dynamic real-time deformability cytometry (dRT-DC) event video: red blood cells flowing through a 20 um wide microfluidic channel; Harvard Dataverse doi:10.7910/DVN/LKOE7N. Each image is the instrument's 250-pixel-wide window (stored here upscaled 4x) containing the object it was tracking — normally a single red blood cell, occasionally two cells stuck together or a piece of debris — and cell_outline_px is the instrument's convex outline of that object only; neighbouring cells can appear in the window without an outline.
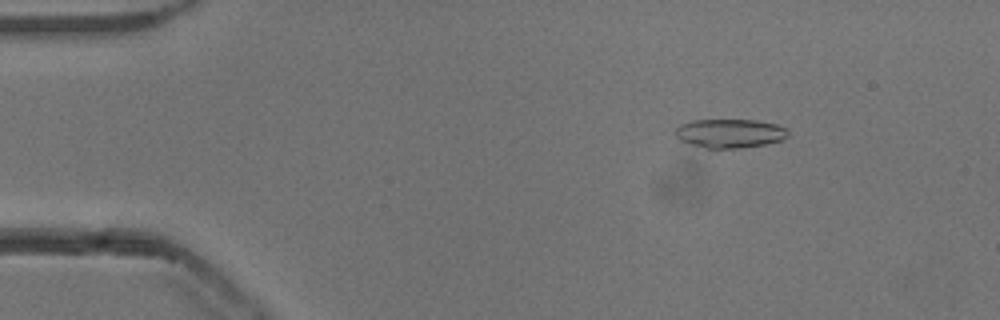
{"species": "common noctule bat (a hibernating species)", "species_latin": "Nyctalus noctula", "temperature_condition": "cold", "stored_images_in_passage": 54, "camera_frame_rate_fps": 3000, "um_per_image_px": 0.085, "animal": {"sex": "male", "body_mass_g": 13.3}, "frame": {"image": 1, "passage_image": 8, "time_ms": 2.333, "image_size_px": [1000, 320], "cell_outline_px": [[788, 136], [784, 140], [764, 144], [740, 148], [712, 152], [680, 140], [676, 136], [676, 128], [680, 124], [692, 120], [756, 120], [776, 124], [784, 128], [788, 132]], "centroid_in_image_um": [62.0, 11.38], "position_along_channel_um": 23.0, "area_um2": 19.54}}
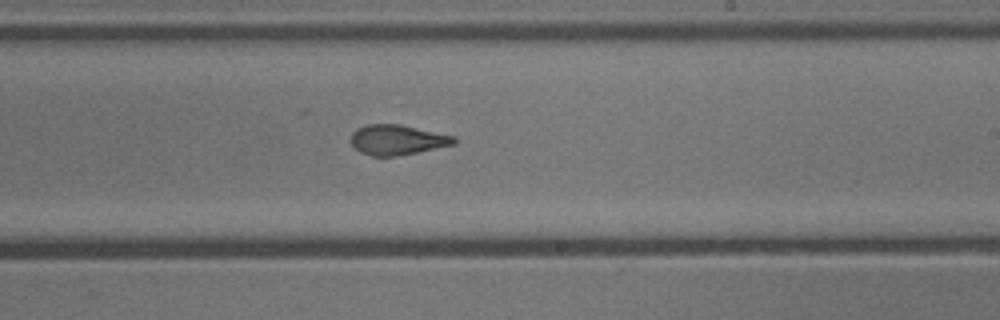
{"frame": {"image": 2, "passage_image": 32, "time_ms": 10.333, "image_size_px": [1000, 320], "cell_outline_px": [[456, 144], [396, 156], [372, 156], [360, 152], [348, 140], [352, 132], [356, 128], [368, 124], [400, 124], [456, 136]], "centroid_in_image_um": [33.74, 11.87], "position_along_channel_um": 255.3, "area_um2": 18.21}}
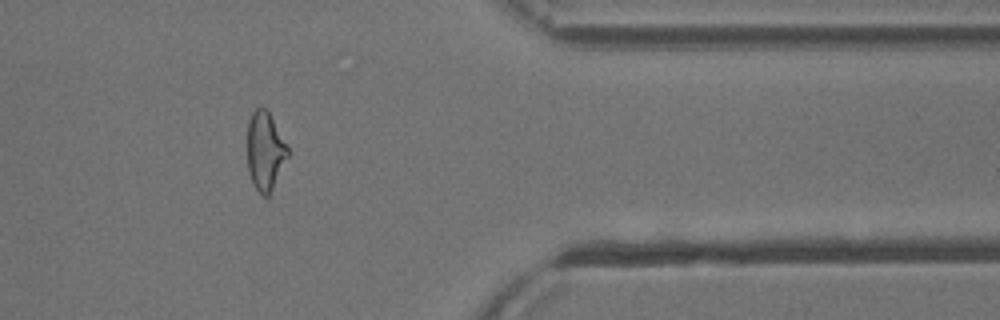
{"frame": {"image": 3, "passage_image": 44, "time_ms": 14.333, "image_size_px": [1000, 320], "cell_outline_px": [[288, 156], [268, 200], [256, 188], [248, 172], [248, 120], [252, 112], [256, 108], [264, 108], [268, 112], [288, 148]], "centroid_in_image_um": [22.53, 12.88], "position_along_channel_um": 388.9, "area_um2": 18.21}, "authors_computed_cell_mechanics": {"area_um2": 19.3341, "velocity_mm_per_s": 3.847, "shape_relaxation_time_tau1_ms": null, "shape_relaxation_time_tau2_ms": 1.5918, "deformation_change_tau1": null, "deformation_change_tau2": 0.0785}}